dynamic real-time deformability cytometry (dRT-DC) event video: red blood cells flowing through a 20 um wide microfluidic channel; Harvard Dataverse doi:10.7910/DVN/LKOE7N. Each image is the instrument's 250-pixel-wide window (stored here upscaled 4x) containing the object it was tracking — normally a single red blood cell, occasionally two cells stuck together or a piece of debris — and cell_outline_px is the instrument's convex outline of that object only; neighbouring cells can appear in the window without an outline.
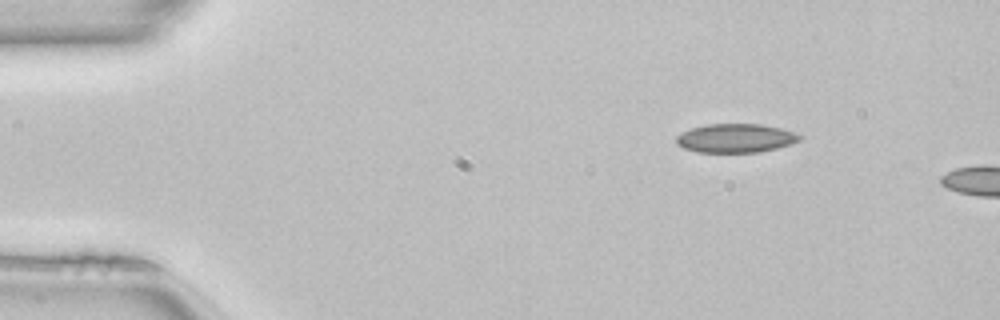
{"species": "common noctule bat (a hibernating species)", "species_latin": "Nyctalus noctula", "temperature_condition": "room temperature", "stored_images_in_passage": 5, "camera_frame_rate_fps": 3000, "um_per_image_px": 0.085, "animal": {"sex": "female", "body_mass_g": 22.7, "forearm_length_mm": 54.2}, "frame": {"image": 1, "passage_image": 1, "time_ms": 0.0, "image_size_px": [1000, 320], "cell_outline_px": [[804, 136], [800, 140], [792, 144], [776, 148], [756, 152], [696, 152], [684, 148], [676, 144], [676, 136], [680, 132], [692, 128], [708, 124], [760, 124], [780, 128]], "centroid_in_image_um": [62.51, 11.74], "position_along_channel_um": 22.5, "area_um2": 20.69}}